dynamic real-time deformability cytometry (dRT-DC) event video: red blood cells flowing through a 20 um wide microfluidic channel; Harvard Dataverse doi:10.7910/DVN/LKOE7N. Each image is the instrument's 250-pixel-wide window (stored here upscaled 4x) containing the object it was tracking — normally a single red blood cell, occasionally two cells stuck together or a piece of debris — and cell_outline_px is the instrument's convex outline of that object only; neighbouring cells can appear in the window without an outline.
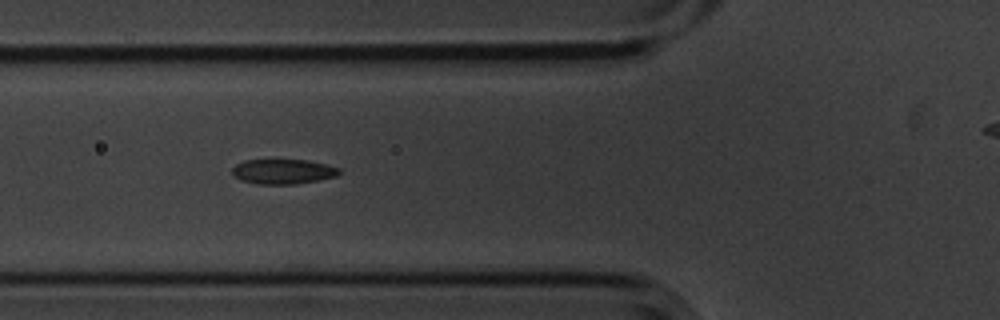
{"species": "common noctule bat (a hibernating species)", "species_latin": "Nyctalus noctula", "temperature_condition": "cold", "stored_images_in_passage": 37, "camera_frame_rate_fps": 3000, "um_per_image_px": 0.085, "animal": {"sex": "male", "body_mass_g": 20.1, "forearm_length_mm": 53.5}, "frame": {"image": 1, "passage_image": 7, "time_ms": 2.0, "image_size_px": [1000, 320], "cell_outline_px": [[340, 172], [336, 176], [296, 184], [260, 184], [240, 180], [232, 176], [232, 168], [236, 164], [244, 160], [308, 160], [340, 168]], "centroid_in_image_um": [24.01, 14.58], "position_along_channel_um": 101.8, "area_um2": 15.43}}
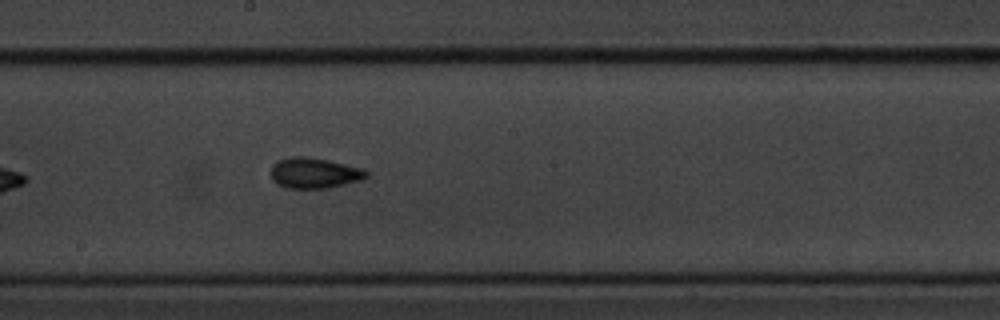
{"frame": {"image": 2, "passage_image": 17, "time_ms": 5.333, "image_size_px": [1000, 320], "cell_outline_px": [[368, 176], [360, 180], [328, 188], [288, 188], [276, 184], [272, 180], [272, 164], [280, 160], [292, 156], [308, 156], [328, 160], [364, 168], [368, 172]], "centroid_in_image_um": [26.72, 14.7], "position_along_channel_um": 221.5, "area_um2": 17.05}}
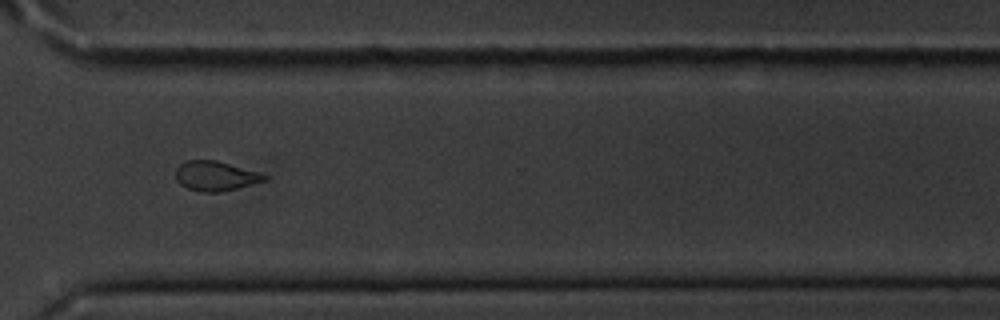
{"frame": {"image": 3, "passage_image": 28, "time_ms": 9.0, "image_size_px": [1000, 320], "cell_outline_px": [[268, 180], [220, 192], [200, 192], [188, 188], [180, 184], [176, 180], [176, 168], [180, 164], [188, 160], [216, 160], [256, 172], [268, 176]], "centroid_in_image_um": [18.29, 14.96], "position_along_channel_um": 352.3, "area_um2": 15.14}}